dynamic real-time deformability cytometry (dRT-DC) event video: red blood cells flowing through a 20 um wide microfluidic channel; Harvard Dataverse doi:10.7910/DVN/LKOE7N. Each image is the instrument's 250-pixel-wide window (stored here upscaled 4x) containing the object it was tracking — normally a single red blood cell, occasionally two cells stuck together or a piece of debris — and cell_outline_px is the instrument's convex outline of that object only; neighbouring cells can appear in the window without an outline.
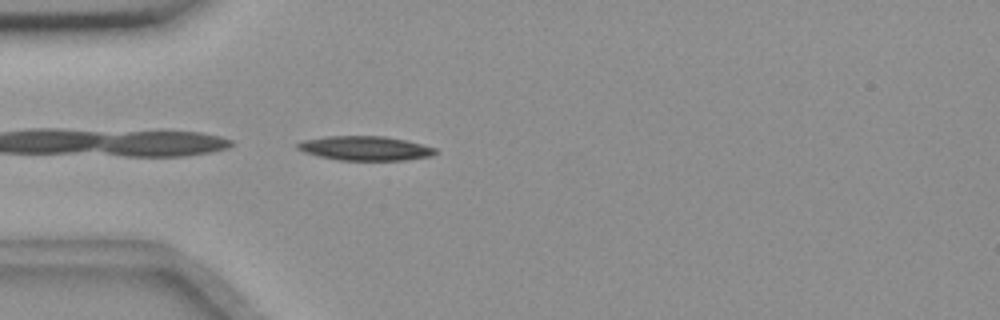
{"species": "common noctule bat (a hibernating species)", "species_latin": "Nyctalus noctula", "temperature_condition": "room temperature", "stored_images_in_passage": 5, "camera_frame_rate_fps": 3000, "um_per_image_px": 0.085, "animal": {"sex": "female", "body_mass_g": 18.4}, "frame": {"image": 1, "passage_image": 5, "time_ms": 4.667, "image_size_px": [1000, 320], "cell_outline_px": [[436, 152], [432, 156], [404, 160], [340, 160], [320, 156], [304, 152], [296, 148], [296, 144], [304, 140], [324, 136], [384, 136], [404, 140], [436, 148]], "centroid_in_image_um": [31.01, 12.6], "position_along_channel_um": 54.0, "area_um2": 19.36}}